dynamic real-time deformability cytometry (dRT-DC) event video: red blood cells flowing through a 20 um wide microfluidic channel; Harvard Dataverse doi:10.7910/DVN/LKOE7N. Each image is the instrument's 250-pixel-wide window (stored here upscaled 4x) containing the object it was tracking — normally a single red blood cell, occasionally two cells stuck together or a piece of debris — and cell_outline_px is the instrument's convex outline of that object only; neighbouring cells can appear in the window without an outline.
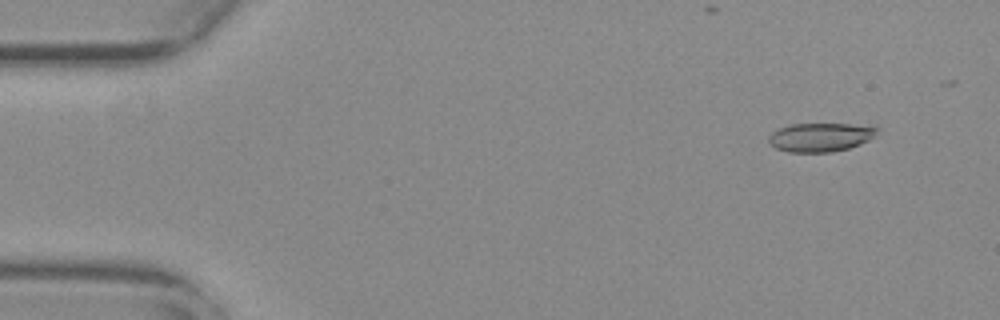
{"species": "common noctule bat (a hibernating species)", "species_latin": "Nyctalus noctula", "temperature_condition": "warm", "stored_images_in_passage": 44, "camera_frame_rate_fps": 3000, "um_per_image_px": 0.085, "animal": {"sex": "female", "body_mass_g": 29.2, "forearm_length_mm": 56.3}, "frame": {"image": 1, "passage_image": 2, "time_ms": 0.333, "image_size_px": [1000, 320], "cell_outline_px": [[876, 132], [868, 140], [860, 144], [848, 148], [828, 152], [788, 152], [776, 148], [768, 140], [768, 136], [772, 132], [780, 128], [792, 124], [848, 124], [876, 128]], "centroid_in_image_um": [69.66, 11.67], "position_along_channel_um": 15.3, "area_um2": 17.69}}
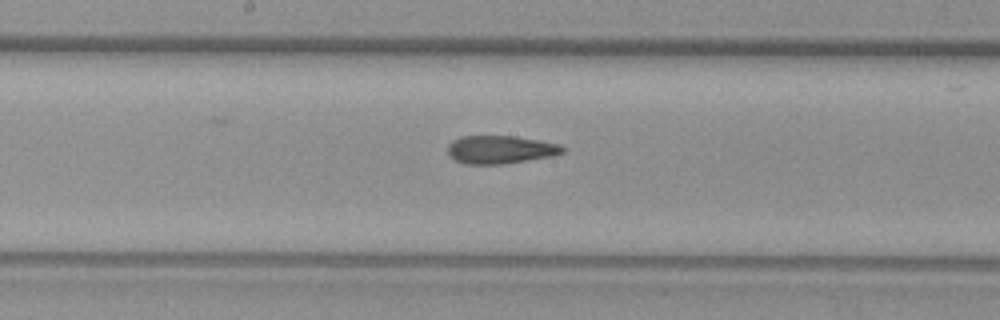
{"frame": {"image": 2, "passage_image": 26, "time_ms": 8.333, "image_size_px": [1000, 320], "cell_outline_px": [[564, 152], [552, 156], [504, 164], [464, 164], [448, 156], [448, 144], [452, 140], [460, 136], [516, 136], [560, 144], [564, 148]], "centroid_in_image_um": [42.5, 12.71], "position_along_channel_um": 205.7, "area_um2": 18.9}}
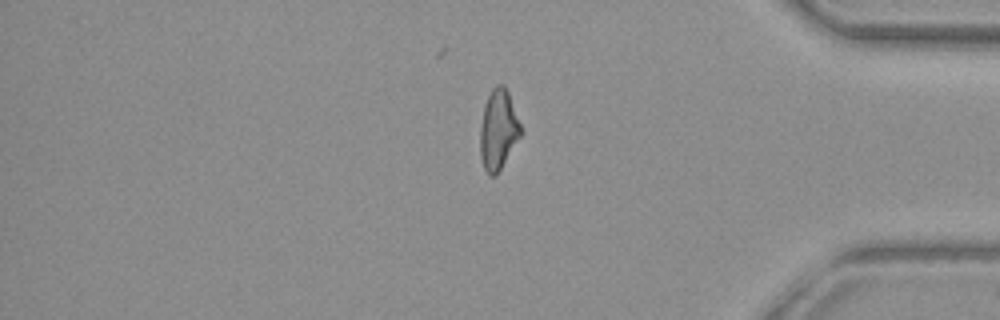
{"frame": {"image": 3, "passage_image": 43, "time_ms": 14.0, "image_size_px": [1000, 320], "cell_outline_px": [[520, 136], [496, 176], [488, 176], [484, 168], [480, 156], [480, 128], [484, 104], [492, 88], [496, 84], [504, 84], [508, 92], [520, 124]], "centroid_in_image_um": [42.32, 11.03], "position_along_channel_um": 392.9, "area_um2": 18.73}}